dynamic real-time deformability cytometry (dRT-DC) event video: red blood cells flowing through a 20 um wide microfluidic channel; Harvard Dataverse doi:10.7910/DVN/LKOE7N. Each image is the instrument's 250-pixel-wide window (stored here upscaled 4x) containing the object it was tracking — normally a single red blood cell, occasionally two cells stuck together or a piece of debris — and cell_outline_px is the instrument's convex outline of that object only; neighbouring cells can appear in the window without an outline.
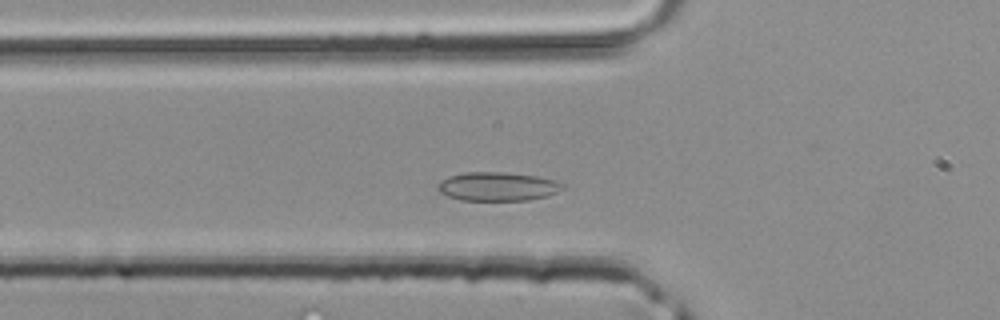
{"species": "common noctule bat (a hibernating species)", "species_latin": "Nyctalus noctula", "temperature_condition": "room temperature", "stored_images_in_passage": 34, "camera_frame_rate_fps": 3000, "um_per_image_px": 0.085, "animal": {"sex": "male", "body_mass_g": 20.4}, "frame": {"image": 1, "passage_image": 5, "time_ms": 1.333, "image_size_px": [1000, 320], "cell_outline_px": [[564, 188], [548, 196], [528, 200], [460, 200], [448, 196], [440, 192], [436, 188], [436, 184], [448, 176], [464, 172], [504, 172], [536, 176], [552, 180], [564, 184]], "centroid_in_image_um": [42.25, 15.85], "position_along_channel_um": 83.5, "area_um2": 20.92}}
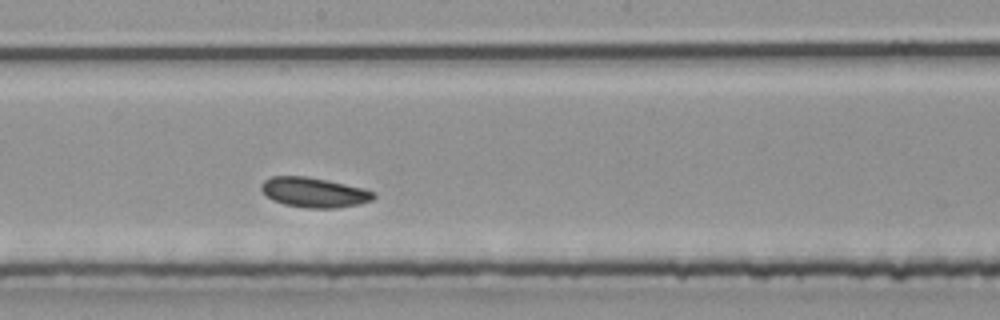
{"frame": {"image": 2, "passage_image": 14, "time_ms": 4.333, "image_size_px": [1000, 320], "cell_outline_px": [[376, 196], [372, 200], [360, 204], [336, 208], [304, 208], [284, 204], [272, 200], [260, 188], [260, 184], [268, 176], [304, 176], [328, 180], [364, 188], [376, 192]], "centroid_in_image_um": [26.7, 16.35], "position_along_channel_um": 221.5, "area_um2": 19.77}}
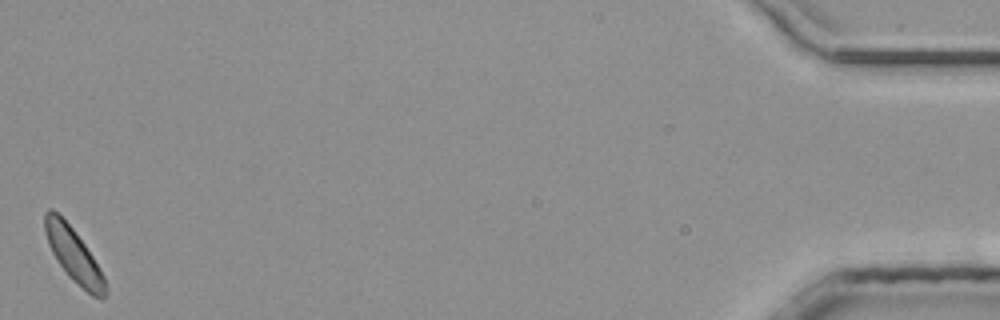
{"frame": {"image": 3, "passage_image": 34, "time_ms": 11.0, "image_size_px": [1000, 320], "cell_outline_px": [[108, 292], [104, 300], [100, 300], [92, 296], [72, 280], [68, 276], [52, 252], [48, 244], [44, 232], [44, 212], [48, 208], [52, 208], [72, 228], [84, 244], [100, 268], [104, 276], [108, 288]], "centroid_in_image_um": [6.29, 21.72], "position_along_channel_um": 428.9, "area_um2": 19.02}}